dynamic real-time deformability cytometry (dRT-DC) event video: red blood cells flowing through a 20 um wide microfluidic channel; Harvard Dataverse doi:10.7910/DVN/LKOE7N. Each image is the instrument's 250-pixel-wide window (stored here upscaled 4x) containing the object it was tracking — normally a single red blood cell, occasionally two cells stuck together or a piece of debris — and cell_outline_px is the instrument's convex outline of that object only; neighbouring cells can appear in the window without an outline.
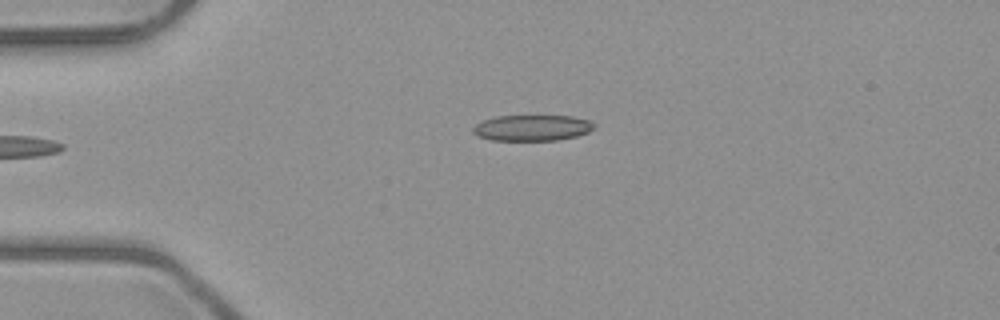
{"species": "common noctule bat (a hibernating species)", "species_latin": "Nyctalus noctula", "temperature_condition": "room temperature", "stored_images_in_passage": 5, "camera_frame_rate_fps": 3000, "um_per_image_px": 0.085, "animal": {"sex": "male", "body_mass_g": 23.1, "forearm_length_mm": 52.7}, "frame": {"image": 1, "passage_image": 5, "time_ms": 4.333, "image_size_px": [1000, 320], "cell_outline_px": [[596, 128], [588, 132], [576, 136], [556, 140], [492, 140], [480, 136], [472, 132], [472, 128], [476, 124], [484, 120], [496, 116], [572, 116], [588, 120], [596, 124]], "centroid_in_image_um": [45.26, 10.86], "position_along_channel_um": 39.7, "area_um2": 18.21}}